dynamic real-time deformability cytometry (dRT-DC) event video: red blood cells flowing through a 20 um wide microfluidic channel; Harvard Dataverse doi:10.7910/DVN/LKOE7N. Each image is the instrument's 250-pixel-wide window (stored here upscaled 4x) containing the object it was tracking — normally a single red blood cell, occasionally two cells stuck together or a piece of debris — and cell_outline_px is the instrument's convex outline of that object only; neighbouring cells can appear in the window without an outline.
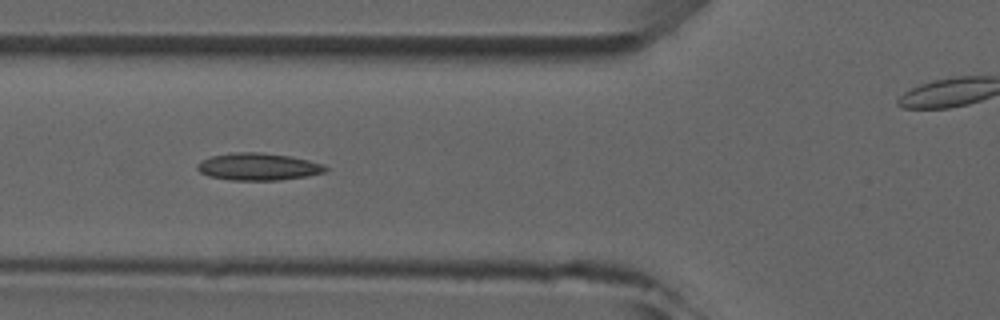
{"species": "common noctule bat (a hibernating species)", "species_latin": "Nyctalus noctula", "temperature_condition": "room temperature", "stored_images_in_passage": 7, "camera_frame_rate_fps": 3000, "um_per_image_px": 0.085, "animal": {"sex": "male", "forearm_length_mm": 52.5}, "frame": {"image": 1, "passage_image": 4, "time_ms": 4.333, "image_size_px": [1000, 320], "cell_outline_px": [[328, 168], [324, 172], [308, 176], [280, 180], [228, 180], [208, 176], [200, 172], [196, 168], [196, 164], [200, 160], [212, 156], [232, 152], [260, 152], [292, 156], [324, 164]], "centroid_in_image_um": [21.93, 14.16], "position_along_channel_um": 103.9, "area_um2": 20.58}}
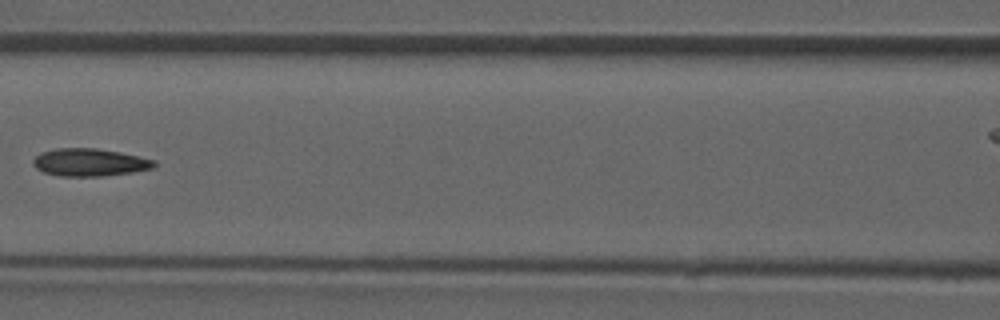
{"frame": {"image": 2, "passage_image": 5, "time_ms": 5.667, "image_size_px": [1000, 320], "cell_outline_px": [[156, 164], [152, 168], [132, 172], [104, 176], [60, 176], [44, 172], [36, 168], [32, 164], [32, 160], [40, 152], [56, 148], [96, 148], [120, 152], [156, 160]], "centroid_in_image_um": [7.6, 13.79], "position_along_channel_um": 159.0, "area_um2": 19.54}}